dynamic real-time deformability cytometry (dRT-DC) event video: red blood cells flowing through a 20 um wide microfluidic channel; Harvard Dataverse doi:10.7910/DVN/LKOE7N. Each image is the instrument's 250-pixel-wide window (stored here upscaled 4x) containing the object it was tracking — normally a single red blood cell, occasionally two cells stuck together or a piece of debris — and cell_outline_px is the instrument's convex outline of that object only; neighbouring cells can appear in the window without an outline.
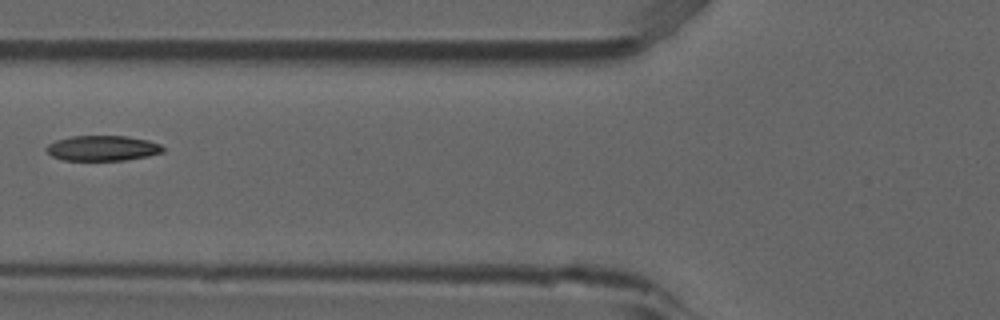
{"species": "common noctule bat (a hibernating species)", "species_latin": "Nyctalus noctula", "temperature_condition": "room temperature", "stored_images_in_passage": 6, "camera_frame_rate_fps": 3000, "um_per_image_px": 0.085, "animal": {"sex": "male", "forearm_length_mm": 52.5}, "frame": {"image": 1, "passage_image": 6, "time_ms": 1.667, "image_size_px": [1000, 320], "cell_outline_px": [[164, 152], [148, 156], [124, 160], [64, 160], [52, 156], [44, 148], [48, 144], [56, 140], [72, 136], [128, 136], [148, 140], [160, 144], [164, 148]], "centroid_in_image_um": [8.72, 12.59], "position_along_channel_um": 117.1, "area_um2": 17.17}}